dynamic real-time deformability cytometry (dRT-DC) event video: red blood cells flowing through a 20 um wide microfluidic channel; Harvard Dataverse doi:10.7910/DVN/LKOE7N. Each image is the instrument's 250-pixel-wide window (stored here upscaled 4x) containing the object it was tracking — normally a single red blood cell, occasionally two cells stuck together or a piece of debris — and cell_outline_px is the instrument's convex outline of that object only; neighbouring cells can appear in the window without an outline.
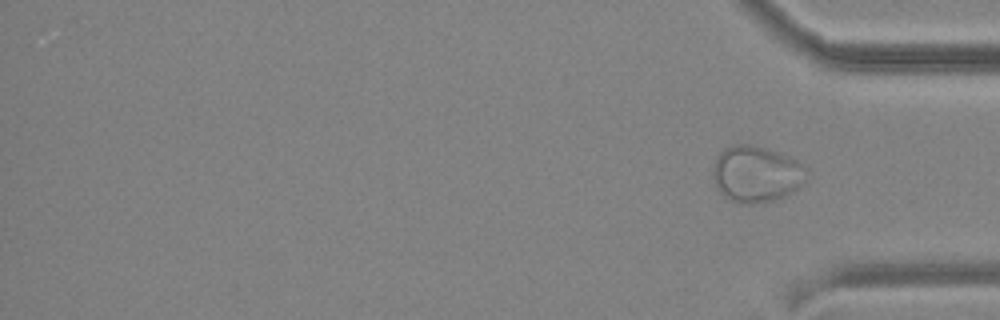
{"species": "common noctule bat (a hibernating species)", "species_latin": "Nyctalus noctula", "temperature_condition": "cold", "stored_images_in_passage": 15, "segment_of_instrument_passage": [2, 2], "camera_frame_rate_fps": 3000, "um_per_image_px": 0.085, "animal": {"sex": "male", "body_mass_g": 19.2, "forearm_length_mm": 51.8}, "frame": {"image": 1, "passage_image": 15, "time_ms": 16.667, "image_size_px": [1000, 320], "cell_outline_px": [[800, 184], [792, 192], [776, 200], [756, 204], [748, 204], [732, 200], [724, 196], [720, 192], [716, 184], [712, 172], [712, 168], [716, 156], [724, 148], [732, 144], [748, 144], [764, 148], [776, 152], [796, 160], [800, 164]], "centroid_in_image_um": [64.16, 14.79], "position_along_channel_um": 371.0, "area_um2": 29.82}}